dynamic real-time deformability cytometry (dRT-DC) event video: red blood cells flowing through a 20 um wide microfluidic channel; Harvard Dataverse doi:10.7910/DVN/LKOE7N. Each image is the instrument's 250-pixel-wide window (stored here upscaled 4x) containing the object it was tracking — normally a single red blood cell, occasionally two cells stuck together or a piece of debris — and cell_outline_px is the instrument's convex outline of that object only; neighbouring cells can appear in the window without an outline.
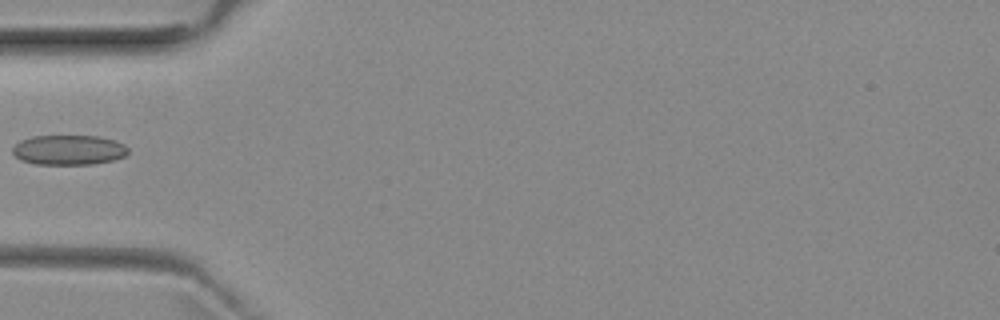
{"species": "common noctule bat (a hibernating species)", "species_latin": "Nyctalus noctula", "temperature_condition": "room temperature", "stored_images_in_passage": 4, "camera_frame_rate_fps": 3000, "um_per_image_px": 0.085, "animal": {"sex": "female", "body_mass_g": 29.2, "forearm_length_mm": 56.3}, "frame": {"image": 1, "passage_image": 3, "time_ms": 3.333, "image_size_px": [1000, 320], "cell_outline_px": [[128, 152], [124, 156], [112, 160], [92, 164], [36, 164], [20, 160], [12, 152], [12, 148], [20, 140], [32, 136], [100, 136], [116, 140], [124, 144], [128, 148]], "centroid_in_image_um": [5.84, 12.74], "position_along_channel_um": 79.2, "area_um2": 20.17}}
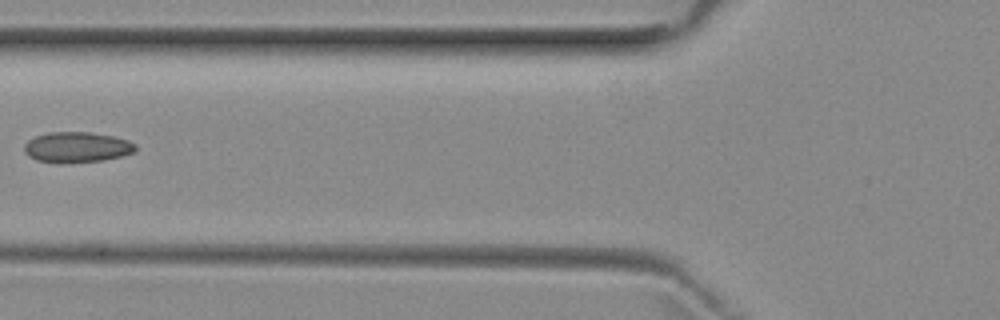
{"frame": {"image": 2, "passage_image": 4, "time_ms": 4.333, "image_size_px": [1000, 320], "cell_outline_px": [[136, 152], [104, 160], [64, 164], [56, 164], [36, 160], [28, 156], [24, 152], [24, 144], [28, 140], [36, 136], [48, 132], [88, 132], [112, 136], [128, 140], [136, 144]], "centroid_in_image_um": [6.51, 12.53], "position_along_channel_um": 119.3, "area_um2": 20.11}}